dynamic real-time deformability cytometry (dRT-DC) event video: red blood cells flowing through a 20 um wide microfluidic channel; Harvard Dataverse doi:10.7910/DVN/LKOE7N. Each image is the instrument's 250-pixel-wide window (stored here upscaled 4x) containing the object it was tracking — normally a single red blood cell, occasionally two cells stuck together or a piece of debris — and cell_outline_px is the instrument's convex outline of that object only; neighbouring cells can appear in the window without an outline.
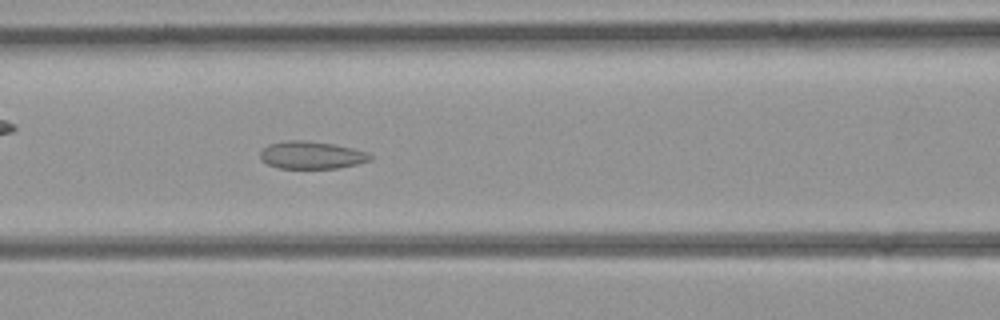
{"species": "common noctule bat (a hibernating species)", "species_latin": "Nyctalus noctula", "temperature_condition": "room temperature", "stored_images_in_passage": 40, "camera_frame_rate_fps": 3000, "um_per_image_px": 0.085, "animal": {"sex": "female", "body_mass_g": 21.9}, "frame": {"image": 1, "passage_image": 16, "time_ms": 5.0, "image_size_px": [1000, 320], "cell_outline_px": [[372, 160], [356, 164], [336, 168], [280, 168], [268, 164], [260, 156], [260, 152], [268, 144], [288, 140], [304, 140], [332, 144], [352, 148], [368, 152], [372, 156]], "centroid_in_image_um": [26.5, 13.18], "position_along_channel_um": 140.1, "area_um2": 17.46}}
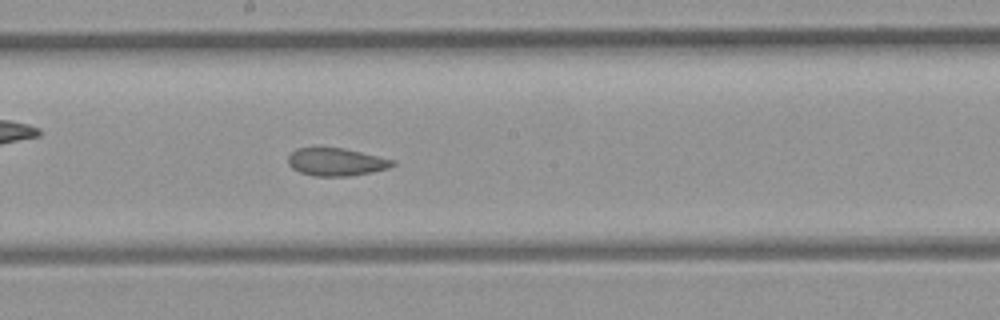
{"frame": {"image": 2, "passage_image": 21, "time_ms": 6.667, "image_size_px": [1000, 320], "cell_outline_px": [[396, 164], [388, 168], [372, 172], [348, 176], [316, 176], [300, 172], [292, 168], [288, 164], [288, 156], [296, 148], [316, 144], [344, 148], [396, 160]], "centroid_in_image_um": [28.53, 13.71], "position_along_channel_um": 219.7, "area_um2": 17.57}}
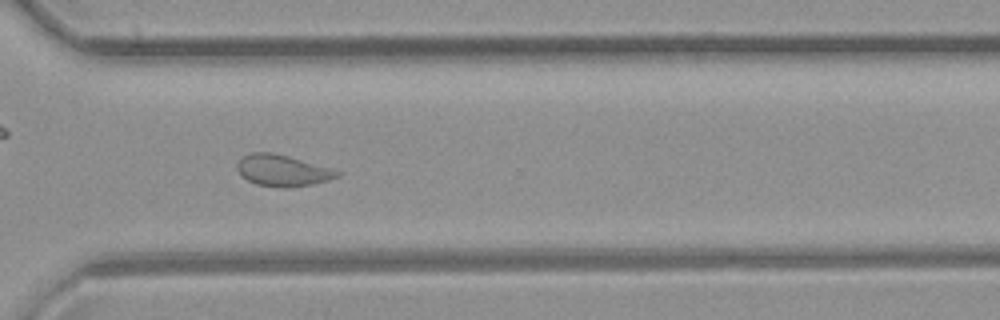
{"frame": {"image": 3, "passage_image": 29, "time_ms": 9.333, "image_size_px": [1000, 320], "cell_outline_px": [[340, 176], [328, 180], [312, 184], [284, 188], [280, 188], [256, 184], [240, 176], [236, 168], [236, 164], [244, 156], [252, 152], [272, 152], [288, 156], [328, 168], [340, 172]], "centroid_in_image_um": [23.95, 14.5], "position_along_channel_um": 346.6, "area_um2": 18.09}}